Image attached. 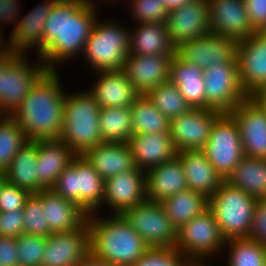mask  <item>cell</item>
<instances>
[{
  "instance_id": "obj_1",
  "label": "cell",
  "mask_w": 266,
  "mask_h": 266,
  "mask_svg": "<svg viewBox=\"0 0 266 266\" xmlns=\"http://www.w3.org/2000/svg\"><path fill=\"white\" fill-rule=\"evenodd\" d=\"M93 4V0H57L53 4L44 25L43 52L38 57L48 70H56V61H67L78 52L83 53L98 21L97 6Z\"/></svg>"
},
{
  "instance_id": "obj_2",
  "label": "cell",
  "mask_w": 266,
  "mask_h": 266,
  "mask_svg": "<svg viewBox=\"0 0 266 266\" xmlns=\"http://www.w3.org/2000/svg\"><path fill=\"white\" fill-rule=\"evenodd\" d=\"M56 71L48 70L10 115L28 142L60 138L66 95Z\"/></svg>"
},
{
  "instance_id": "obj_3",
  "label": "cell",
  "mask_w": 266,
  "mask_h": 266,
  "mask_svg": "<svg viewBox=\"0 0 266 266\" xmlns=\"http://www.w3.org/2000/svg\"><path fill=\"white\" fill-rule=\"evenodd\" d=\"M95 214H89L86 221L90 254L116 266H132L149 248L145 241L121 214L105 220Z\"/></svg>"
},
{
  "instance_id": "obj_4",
  "label": "cell",
  "mask_w": 266,
  "mask_h": 266,
  "mask_svg": "<svg viewBox=\"0 0 266 266\" xmlns=\"http://www.w3.org/2000/svg\"><path fill=\"white\" fill-rule=\"evenodd\" d=\"M100 107L89 92L65 97L60 138L76 155L102 142L99 117Z\"/></svg>"
},
{
  "instance_id": "obj_5",
  "label": "cell",
  "mask_w": 266,
  "mask_h": 266,
  "mask_svg": "<svg viewBox=\"0 0 266 266\" xmlns=\"http://www.w3.org/2000/svg\"><path fill=\"white\" fill-rule=\"evenodd\" d=\"M257 200L225 180L208 199V207L226 240L248 238Z\"/></svg>"
},
{
  "instance_id": "obj_6",
  "label": "cell",
  "mask_w": 266,
  "mask_h": 266,
  "mask_svg": "<svg viewBox=\"0 0 266 266\" xmlns=\"http://www.w3.org/2000/svg\"><path fill=\"white\" fill-rule=\"evenodd\" d=\"M104 187L105 180L82 155H77L51 189L89 215L102 207Z\"/></svg>"
},
{
  "instance_id": "obj_7",
  "label": "cell",
  "mask_w": 266,
  "mask_h": 266,
  "mask_svg": "<svg viewBox=\"0 0 266 266\" xmlns=\"http://www.w3.org/2000/svg\"><path fill=\"white\" fill-rule=\"evenodd\" d=\"M29 64L15 52L0 58V115H11L27 93L48 71L45 63Z\"/></svg>"
},
{
  "instance_id": "obj_8",
  "label": "cell",
  "mask_w": 266,
  "mask_h": 266,
  "mask_svg": "<svg viewBox=\"0 0 266 266\" xmlns=\"http://www.w3.org/2000/svg\"><path fill=\"white\" fill-rule=\"evenodd\" d=\"M130 32L112 22H95L83 55L94 71L123 69L129 54Z\"/></svg>"
},
{
  "instance_id": "obj_9",
  "label": "cell",
  "mask_w": 266,
  "mask_h": 266,
  "mask_svg": "<svg viewBox=\"0 0 266 266\" xmlns=\"http://www.w3.org/2000/svg\"><path fill=\"white\" fill-rule=\"evenodd\" d=\"M226 244L213 212L205 209L177 230L175 248L196 266H206L202 260L220 252ZM214 253V254H213ZM204 262V263H203Z\"/></svg>"
},
{
  "instance_id": "obj_10",
  "label": "cell",
  "mask_w": 266,
  "mask_h": 266,
  "mask_svg": "<svg viewBox=\"0 0 266 266\" xmlns=\"http://www.w3.org/2000/svg\"><path fill=\"white\" fill-rule=\"evenodd\" d=\"M202 151L223 180L245 157L238 125L229 113H222L215 120Z\"/></svg>"
},
{
  "instance_id": "obj_11",
  "label": "cell",
  "mask_w": 266,
  "mask_h": 266,
  "mask_svg": "<svg viewBox=\"0 0 266 266\" xmlns=\"http://www.w3.org/2000/svg\"><path fill=\"white\" fill-rule=\"evenodd\" d=\"M121 215L148 247H175L177 229L172 225L159 202L145 200L125 210Z\"/></svg>"
},
{
  "instance_id": "obj_12",
  "label": "cell",
  "mask_w": 266,
  "mask_h": 266,
  "mask_svg": "<svg viewBox=\"0 0 266 266\" xmlns=\"http://www.w3.org/2000/svg\"><path fill=\"white\" fill-rule=\"evenodd\" d=\"M206 109L230 113L249 96L240 83L237 63L219 64L203 70Z\"/></svg>"
},
{
  "instance_id": "obj_13",
  "label": "cell",
  "mask_w": 266,
  "mask_h": 266,
  "mask_svg": "<svg viewBox=\"0 0 266 266\" xmlns=\"http://www.w3.org/2000/svg\"><path fill=\"white\" fill-rule=\"evenodd\" d=\"M222 113L213 109L191 108L170 120L169 134L176 152L203 150L215 120Z\"/></svg>"
},
{
  "instance_id": "obj_14",
  "label": "cell",
  "mask_w": 266,
  "mask_h": 266,
  "mask_svg": "<svg viewBox=\"0 0 266 266\" xmlns=\"http://www.w3.org/2000/svg\"><path fill=\"white\" fill-rule=\"evenodd\" d=\"M237 42L219 34L209 33L175 47V55L183 62L202 70L219 64L237 63Z\"/></svg>"
},
{
  "instance_id": "obj_15",
  "label": "cell",
  "mask_w": 266,
  "mask_h": 266,
  "mask_svg": "<svg viewBox=\"0 0 266 266\" xmlns=\"http://www.w3.org/2000/svg\"><path fill=\"white\" fill-rule=\"evenodd\" d=\"M168 36L174 47L211 33L207 0H192L168 11Z\"/></svg>"
},
{
  "instance_id": "obj_16",
  "label": "cell",
  "mask_w": 266,
  "mask_h": 266,
  "mask_svg": "<svg viewBox=\"0 0 266 266\" xmlns=\"http://www.w3.org/2000/svg\"><path fill=\"white\" fill-rule=\"evenodd\" d=\"M240 83L248 96L266 85V31L254 32L236 48Z\"/></svg>"
},
{
  "instance_id": "obj_17",
  "label": "cell",
  "mask_w": 266,
  "mask_h": 266,
  "mask_svg": "<svg viewBox=\"0 0 266 266\" xmlns=\"http://www.w3.org/2000/svg\"><path fill=\"white\" fill-rule=\"evenodd\" d=\"M229 114L238 125L244 155L266 159V111L248 97Z\"/></svg>"
},
{
  "instance_id": "obj_18",
  "label": "cell",
  "mask_w": 266,
  "mask_h": 266,
  "mask_svg": "<svg viewBox=\"0 0 266 266\" xmlns=\"http://www.w3.org/2000/svg\"><path fill=\"white\" fill-rule=\"evenodd\" d=\"M207 1L211 33L239 43L255 32L249 22L244 0Z\"/></svg>"
},
{
  "instance_id": "obj_19",
  "label": "cell",
  "mask_w": 266,
  "mask_h": 266,
  "mask_svg": "<svg viewBox=\"0 0 266 266\" xmlns=\"http://www.w3.org/2000/svg\"><path fill=\"white\" fill-rule=\"evenodd\" d=\"M87 222L72 232L52 233L47 237L42 266H75L89 253Z\"/></svg>"
},
{
  "instance_id": "obj_20",
  "label": "cell",
  "mask_w": 266,
  "mask_h": 266,
  "mask_svg": "<svg viewBox=\"0 0 266 266\" xmlns=\"http://www.w3.org/2000/svg\"><path fill=\"white\" fill-rule=\"evenodd\" d=\"M173 55L128 54L123 71L140 95L159 87L170 79Z\"/></svg>"
},
{
  "instance_id": "obj_21",
  "label": "cell",
  "mask_w": 266,
  "mask_h": 266,
  "mask_svg": "<svg viewBox=\"0 0 266 266\" xmlns=\"http://www.w3.org/2000/svg\"><path fill=\"white\" fill-rule=\"evenodd\" d=\"M104 201L113 214H122L146 200L145 172L141 169L121 172L105 179Z\"/></svg>"
},
{
  "instance_id": "obj_22",
  "label": "cell",
  "mask_w": 266,
  "mask_h": 266,
  "mask_svg": "<svg viewBox=\"0 0 266 266\" xmlns=\"http://www.w3.org/2000/svg\"><path fill=\"white\" fill-rule=\"evenodd\" d=\"M46 1V2H45ZM21 20L17 21L9 39L12 52L26 56L28 48L37 50L38 56L43 52V32L46 19L57 0H45Z\"/></svg>"
},
{
  "instance_id": "obj_23",
  "label": "cell",
  "mask_w": 266,
  "mask_h": 266,
  "mask_svg": "<svg viewBox=\"0 0 266 266\" xmlns=\"http://www.w3.org/2000/svg\"><path fill=\"white\" fill-rule=\"evenodd\" d=\"M35 195L41 200L46 223L52 233L72 232L86 223L88 215L77 204L65 200L53 189H42Z\"/></svg>"
},
{
  "instance_id": "obj_24",
  "label": "cell",
  "mask_w": 266,
  "mask_h": 266,
  "mask_svg": "<svg viewBox=\"0 0 266 266\" xmlns=\"http://www.w3.org/2000/svg\"><path fill=\"white\" fill-rule=\"evenodd\" d=\"M100 78L88 92L100 108L130 107L140 96L123 69L97 71Z\"/></svg>"
},
{
  "instance_id": "obj_25",
  "label": "cell",
  "mask_w": 266,
  "mask_h": 266,
  "mask_svg": "<svg viewBox=\"0 0 266 266\" xmlns=\"http://www.w3.org/2000/svg\"><path fill=\"white\" fill-rule=\"evenodd\" d=\"M127 144L135 166L144 172L170 161L177 154L169 133L133 134Z\"/></svg>"
},
{
  "instance_id": "obj_26",
  "label": "cell",
  "mask_w": 266,
  "mask_h": 266,
  "mask_svg": "<svg viewBox=\"0 0 266 266\" xmlns=\"http://www.w3.org/2000/svg\"><path fill=\"white\" fill-rule=\"evenodd\" d=\"M82 156L104 180L137 169L127 143L101 142L87 149Z\"/></svg>"
},
{
  "instance_id": "obj_27",
  "label": "cell",
  "mask_w": 266,
  "mask_h": 266,
  "mask_svg": "<svg viewBox=\"0 0 266 266\" xmlns=\"http://www.w3.org/2000/svg\"><path fill=\"white\" fill-rule=\"evenodd\" d=\"M187 187L210 199L224 181L202 150L177 152Z\"/></svg>"
},
{
  "instance_id": "obj_28",
  "label": "cell",
  "mask_w": 266,
  "mask_h": 266,
  "mask_svg": "<svg viewBox=\"0 0 266 266\" xmlns=\"http://www.w3.org/2000/svg\"><path fill=\"white\" fill-rule=\"evenodd\" d=\"M146 200L161 202L188 189L180 159L175 156L145 172Z\"/></svg>"
},
{
  "instance_id": "obj_29",
  "label": "cell",
  "mask_w": 266,
  "mask_h": 266,
  "mask_svg": "<svg viewBox=\"0 0 266 266\" xmlns=\"http://www.w3.org/2000/svg\"><path fill=\"white\" fill-rule=\"evenodd\" d=\"M38 179L51 188L77 156L61 139L37 141Z\"/></svg>"
},
{
  "instance_id": "obj_30",
  "label": "cell",
  "mask_w": 266,
  "mask_h": 266,
  "mask_svg": "<svg viewBox=\"0 0 266 266\" xmlns=\"http://www.w3.org/2000/svg\"><path fill=\"white\" fill-rule=\"evenodd\" d=\"M191 106L206 109L205 82L203 70L198 66L183 62L175 54L170 65V79Z\"/></svg>"
},
{
  "instance_id": "obj_31",
  "label": "cell",
  "mask_w": 266,
  "mask_h": 266,
  "mask_svg": "<svg viewBox=\"0 0 266 266\" xmlns=\"http://www.w3.org/2000/svg\"><path fill=\"white\" fill-rule=\"evenodd\" d=\"M37 141L27 142L6 170L7 182L36 194L47 187L38 179Z\"/></svg>"
},
{
  "instance_id": "obj_32",
  "label": "cell",
  "mask_w": 266,
  "mask_h": 266,
  "mask_svg": "<svg viewBox=\"0 0 266 266\" xmlns=\"http://www.w3.org/2000/svg\"><path fill=\"white\" fill-rule=\"evenodd\" d=\"M137 30L130 31L129 54L174 55L166 23H142Z\"/></svg>"
},
{
  "instance_id": "obj_33",
  "label": "cell",
  "mask_w": 266,
  "mask_h": 266,
  "mask_svg": "<svg viewBox=\"0 0 266 266\" xmlns=\"http://www.w3.org/2000/svg\"><path fill=\"white\" fill-rule=\"evenodd\" d=\"M225 181L254 198L266 197V159L245 156Z\"/></svg>"
},
{
  "instance_id": "obj_34",
  "label": "cell",
  "mask_w": 266,
  "mask_h": 266,
  "mask_svg": "<svg viewBox=\"0 0 266 266\" xmlns=\"http://www.w3.org/2000/svg\"><path fill=\"white\" fill-rule=\"evenodd\" d=\"M160 204L172 225L178 230L208 208V198L186 189L166 198Z\"/></svg>"
},
{
  "instance_id": "obj_35",
  "label": "cell",
  "mask_w": 266,
  "mask_h": 266,
  "mask_svg": "<svg viewBox=\"0 0 266 266\" xmlns=\"http://www.w3.org/2000/svg\"><path fill=\"white\" fill-rule=\"evenodd\" d=\"M132 134L169 133L170 120L149 100L140 95L130 106Z\"/></svg>"
},
{
  "instance_id": "obj_36",
  "label": "cell",
  "mask_w": 266,
  "mask_h": 266,
  "mask_svg": "<svg viewBox=\"0 0 266 266\" xmlns=\"http://www.w3.org/2000/svg\"><path fill=\"white\" fill-rule=\"evenodd\" d=\"M99 128L102 142L127 143L133 135L130 107L101 108Z\"/></svg>"
},
{
  "instance_id": "obj_37",
  "label": "cell",
  "mask_w": 266,
  "mask_h": 266,
  "mask_svg": "<svg viewBox=\"0 0 266 266\" xmlns=\"http://www.w3.org/2000/svg\"><path fill=\"white\" fill-rule=\"evenodd\" d=\"M146 97L169 120L186 113L191 106L185 100L178 87L170 80L159 87L151 89Z\"/></svg>"
},
{
  "instance_id": "obj_38",
  "label": "cell",
  "mask_w": 266,
  "mask_h": 266,
  "mask_svg": "<svg viewBox=\"0 0 266 266\" xmlns=\"http://www.w3.org/2000/svg\"><path fill=\"white\" fill-rule=\"evenodd\" d=\"M0 169L7 170L11 160L27 144V137L10 115H0Z\"/></svg>"
},
{
  "instance_id": "obj_39",
  "label": "cell",
  "mask_w": 266,
  "mask_h": 266,
  "mask_svg": "<svg viewBox=\"0 0 266 266\" xmlns=\"http://www.w3.org/2000/svg\"><path fill=\"white\" fill-rule=\"evenodd\" d=\"M229 246L227 266H266V245L249 238L226 240Z\"/></svg>"
},
{
  "instance_id": "obj_40",
  "label": "cell",
  "mask_w": 266,
  "mask_h": 266,
  "mask_svg": "<svg viewBox=\"0 0 266 266\" xmlns=\"http://www.w3.org/2000/svg\"><path fill=\"white\" fill-rule=\"evenodd\" d=\"M132 266H196L174 248L149 247Z\"/></svg>"
},
{
  "instance_id": "obj_41",
  "label": "cell",
  "mask_w": 266,
  "mask_h": 266,
  "mask_svg": "<svg viewBox=\"0 0 266 266\" xmlns=\"http://www.w3.org/2000/svg\"><path fill=\"white\" fill-rule=\"evenodd\" d=\"M22 212L25 234L45 238L52 234L49 225L46 223L45 211L41 200L35 194L29 196Z\"/></svg>"
},
{
  "instance_id": "obj_42",
  "label": "cell",
  "mask_w": 266,
  "mask_h": 266,
  "mask_svg": "<svg viewBox=\"0 0 266 266\" xmlns=\"http://www.w3.org/2000/svg\"><path fill=\"white\" fill-rule=\"evenodd\" d=\"M46 240L45 237L25 233L16 237L19 266H42Z\"/></svg>"
},
{
  "instance_id": "obj_43",
  "label": "cell",
  "mask_w": 266,
  "mask_h": 266,
  "mask_svg": "<svg viewBox=\"0 0 266 266\" xmlns=\"http://www.w3.org/2000/svg\"><path fill=\"white\" fill-rule=\"evenodd\" d=\"M133 15L142 23H166L168 10L159 0H133L131 2Z\"/></svg>"
},
{
  "instance_id": "obj_44",
  "label": "cell",
  "mask_w": 266,
  "mask_h": 266,
  "mask_svg": "<svg viewBox=\"0 0 266 266\" xmlns=\"http://www.w3.org/2000/svg\"><path fill=\"white\" fill-rule=\"evenodd\" d=\"M30 192L8 182L0 189V212L22 211Z\"/></svg>"
},
{
  "instance_id": "obj_45",
  "label": "cell",
  "mask_w": 266,
  "mask_h": 266,
  "mask_svg": "<svg viewBox=\"0 0 266 266\" xmlns=\"http://www.w3.org/2000/svg\"><path fill=\"white\" fill-rule=\"evenodd\" d=\"M248 238L266 245V197L257 200Z\"/></svg>"
},
{
  "instance_id": "obj_46",
  "label": "cell",
  "mask_w": 266,
  "mask_h": 266,
  "mask_svg": "<svg viewBox=\"0 0 266 266\" xmlns=\"http://www.w3.org/2000/svg\"><path fill=\"white\" fill-rule=\"evenodd\" d=\"M22 211L0 212V236L18 237L24 233Z\"/></svg>"
},
{
  "instance_id": "obj_47",
  "label": "cell",
  "mask_w": 266,
  "mask_h": 266,
  "mask_svg": "<svg viewBox=\"0 0 266 266\" xmlns=\"http://www.w3.org/2000/svg\"><path fill=\"white\" fill-rule=\"evenodd\" d=\"M244 3L253 30L266 31V0H244Z\"/></svg>"
},
{
  "instance_id": "obj_48",
  "label": "cell",
  "mask_w": 266,
  "mask_h": 266,
  "mask_svg": "<svg viewBox=\"0 0 266 266\" xmlns=\"http://www.w3.org/2000/svg\"><path fill=\"white\" fill-rule=\"evenodd\" d=\"M0 265L19 266L16 237L0 236Z\"/></svg>"
},
{
  "instance_id": "obj_49",
  "label": "cell",
  "mask_w": 266,
  "mask_h": 266,
  "mask_svg": "<svg viewBox=\"0 0 266 266\" xmlns=\"http://www.w3.org/2000/svg\"><path fill=\"white\" fill-rule=\"evenodd\" d=\"M18 1L19 0H0V23L3 22L1 25L6 23V21L16 23L19 12Z\"/></svg>"
},
{
  "instance_id": "obj_50",
  "label": "cell",
  "mask_w": 266,
  "mask_h": 266,
  "mask_svg": "<svg viewBox=\"0 0 266 266\" xmlns=\"http://www.w3.org/2000/svg\"><path fill=\"white\" fill-rule=\"evenodd\" d=\"M75 266H116L112 263L95 258L90 253L77 265Z\"/></svg>"
},
{
  "instance_id": "obj_51",
  "label": "cell",
  "mask_w": 266,
  "mask_h": 266,
  "mask_svg": "<svg viewBox=\"0 0 266 266\" xmlns=\"http://www.w3.org/2000/svg\"><path fill=\"white\" fill-rule=\"evenodd\" d=\"M249 97L254 100L263 110L266 111V85L257 89Z\"/></svg>"
},
{
  "instance_id": "obj_52",
  "label": "cell",
  "mask_w": 266,
  "mask_h": 266,
  "mask_svg": "<svg viewBox=\"0 0 266 266\" xmlns=\"http://www.w3.org/2000/svg\"><path fill=\"white\" fill-rule=\"evenodd\" d=\"M162 1V3L165 5V8L168 11H171L173 9L179 8L182 5L187 4L188 2H191L192 0H159Z\"/></svg>"
},
{
  "instance_id": "obj_53",
  "label": "cell",
  "mask_w": 266,
  "mask_h": 266,
  "mask_svg": "<svg viewBox=\"0 0 266 266\" xmlns=\"http://www.w3.org/2000/svg\"><path fill=\"white\" fill-rule=\"evenodd\" d=\"M1 29V28H0ZM2 32L0 31V58L10 54L12 51L10 50V46H9V42L7 43V45L5 46V44L2 42V37L1 34ZM4 44V47L3 45Z\"/></svg>"
},
{
  "instance_id": "obj_54",
  "label": "cell",
  "mask_w": 266,
  "mask_h": 266,
  "mask_svg": "<svg viewBox=\"0 0 266 266\" xmlns=\"http://www.w3.org/2000/svg\"><path fill=\"white\" fill-rule=\"evenodd\" d=\"M6 182H7L6 171L0 169V189L6 184Z\"/></svg>"
}]
</instances>
